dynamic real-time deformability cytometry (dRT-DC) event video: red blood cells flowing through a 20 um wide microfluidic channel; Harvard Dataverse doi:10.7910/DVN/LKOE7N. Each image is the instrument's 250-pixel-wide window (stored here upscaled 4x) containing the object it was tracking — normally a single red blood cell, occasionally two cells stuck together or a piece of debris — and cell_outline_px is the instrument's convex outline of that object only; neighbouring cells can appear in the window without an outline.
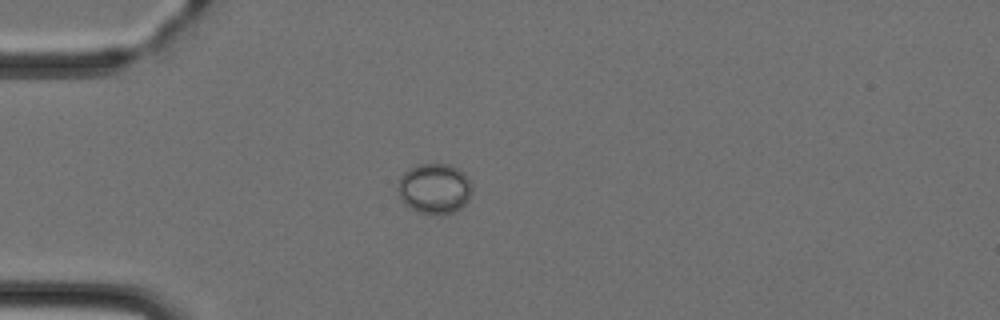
{"species": "Egyptian fruit bat (a non-hibernating species)", "species_latin": "Rousettus aegyptiacus", "temperature_condition": "cold", "stored_images_in_passage": 2, "camera_frame_rate_fps": 3000, "um_per_image_px": 0.085, "animal": {"sex": "female"}, "frame": {"image": 1, "passage_image": 2, "time_ms": 2.0, "image_size_px": [1000, 320], "cell_outline_px": [[472, 192], [468, 200], [460, 208], [452, 212], [420, 212], [404, 204], [396, 188], [404, 172], [408, 168], [416, 164], [448, 164], [464, 172], [472, 188]], "centroid_in_image_um": [36.91, 15.99], "position_along_channel_um": 48.1, "area_um2": 21.33}}